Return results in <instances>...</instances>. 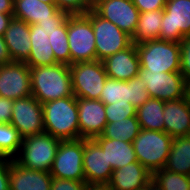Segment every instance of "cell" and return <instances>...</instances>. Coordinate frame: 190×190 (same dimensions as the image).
<instances>
[{"label": "cell", "instance_id": "obj_9", "mask_svg": "<svg viewBox=\"0 0 190 190\" xmlns=\"http://www.w3.org/2000/svg\"><path fill=\"white\" fill-rule=\"evenodd\" d=\"M91 23L95 37L97 60L103 61L132 44L130 35L114 23L99 16L93 9H91Z\"/></svg>", "mask_w": 190, "mask_h": 190}, {"label": "cell", "instance_id": "obj_2", "mask_svg": "<svg viewBox=\"0 0 190 190\" xmlns=\"http://www.w3.org/2000/svg\"><path fill=\"white\" fill-rule=\"evenodd\" d=\"M44 132L60 140L80 139L77 98L68 96L42 104Z\"/></svg>", "mask_w": 190, "mask_h": 190}, {"label": "cell", "instance_id": "obj_22", "mask_svg": "<svg viewBox=\"0 0 190 190\" xmlns=\"http://www.w3.org/2000/svg\"><path fill=\"white\" fill-rule=\"evenodd\" d=\"M48 36L43 27L37 24L30 25L31 50L25 61L30 68L57 64Z\"/></svg>", "mask_w": 190, "mask_h": 190}, {"label": "cell", "instance_id": "obj_16", "mask_svg": "<svg viewBox=\"0 0 190 190\" xmlns=\"http://www.w3.org/2000/svg\"><path fill=\"white\" fill-rule=\"evenodd\" d=\"M80 138L93 139L107 124L105 104L96 99L77 98Z\"/></svg>", "mask_w": 190, "mask_h": 190}, {"label": "cell", "instance_id": "obj_46", "mask_svg": "<svg viewBox=\"0 0 190 190\" xmlns=\"http://www.w3.org/2000/svg\"><path fill=\"white\" fill-rule=\"evenodd\" d=\"M143 190H163L157 183L151 179L143 188Z\"/></svg>", "mask_w": 190, "mask_h": 190}, {"label": "cell", "instance_id": "obj_10", "mask_svg": "<svg viewBox=\"0 0 190 190\" xmlns=\"http://www.w3.org/2000/svg\"><path fill=\"white\" fill-rule=\"evenodd\" d=\"M186 36H190V0H167L159 39L180 43Z\"/></svg>", "mask_w": 190, "mask_h": 190}, {"label": "cell", "instance_id": "obj_31", "mask_svg": "<svg viewBox=\"0 0 190 190\" xmlns=\"http://www.w3.org/2000/svg\"><path fill=\"white\" fill-rule=\"evenodd\" d=\"M99 100L104 104L130 103L129 80L120 81L108 77Z\"/></svg>", "mask_w": 190, "mask_h": 190}, {"label": "cell", "instance_id": "obj_14", "mask_svg": "<svg viewBox=\"0 0 190 190\" xmlns=\"http://www.w3.org/2000/svg\"><path fill=\"white\" fill-rule=\"evenodd\" d=\"M93 10L131 37L134 35L140 11L132 0H98Z\"/></svg>", "mask_w": 190, "mask_h": 190}, {"label": "cell", "instance_id": "obj_8", "mask_svg": "<svg viewBox=\"0 0 190 190\" xmlns=\"http://www.w3.org/2000/svg\"><path fill=\"white\" fill-rule=\"evenodd\" d=\"M84 138L61 140L50 174L54 178L85 181L83 171Z\"/></svg>", "mask_w": 190, "mask_h": 190}, {"label": "cell", "instance_id": "obj_39", "mask_svg": "<svg viewBox=\"0 0 190 190\" xmlns=\"http://www.w3.org/2000/svg\"><path fill=\"white\" fill-rule=\"evenodd\" d=\"M136 8L143 12L164 9L167 0H132Z\"/></svg>", "mask_w": 190, "mask_h": 190}, {"label": "cell", "instance_id": "obj_36", "mask_svg": "<svg viewBox=\"0 0 190 190\" xmlns=\"http://www.w3.org/2000/svg\"><path fill=\"white\" fill-rule=\"evenodd\" d=\"M180 73L185 80L190 78V36L180 42Z\"/></svg>", "mask_w": 190, "mask_h": 190}, {"label": "cell", "instance_id": "obj_34", "mask_svg": "<svg viewBox=\"0 0 190 190\" xmlns=\"http://www.w3.org/2000/svg\"><path fill=\"white\" fill-rule=\"evenodd\" d=\"M130 87V103L137 109L143 105L149 98L146 90V82L139 76L133 77L129 80Z\"/></svg>", "mask_w": 190, "mask_h": 190}, {"label": "cell", "instance_id": "obj_33", "mask_svg": "<svg viewBox=\"0 0 190 190\" xmlns=\"http://www.w3.org/2000/svg\"><path fill=\"white\" fill-rule=\"evenodd\" d=\"M107 123L123 120L136 116V108L131 103L105 104Z\"/></svg>", "mask_w": 190, "mask_h": 190}, {"label": "cell", "instance_id": "obj_20", "mask_svg": "<svg viewBox=\"0 0 190 190\" xmlns=\"http://www.w3.org/2000/svg\"><path fill=\"white\" fill-rule=\"evenodd\" d=\"M163 120L164 132L172 138L190 135V104L185 97L165 101Z\"/></svg>", "mask_w": 190, "mask_h": 190}, {"label": "cell", "instance_id": "obj_24", "mask_svg": "<svg viewBox=\"0 0 190 190\" xmlns=\"http://www.w3.org/2000/svg\"><path fill=\"white\" fill-rule=\"evenodd\" d=\"M58 11L56 4H47L39 0H14V18L23 20L29 25L38 21L52 20Z\"/></svg>", "mask_w": 190, "mask_h": 190}, {"label": "cell", "instance_id": "obj_41", "mask_svg": "<svg viewBox=\"0 0 190 190\" xmlns=\"http://www.w3.org/2000/svg\"><path fill=\"white\" fill-rule=\"evenodd\" d=\"M11 159L0 158V190H10L9 187V164Z\"/></svg>", "mask_w": 190, "mask_h": 190}, {"label": "cell", "instance_id": "obj_19", "mask_svg": "<svg viewBox=\"0 0 190 190\" xmlns=\"http://www.w3.org/2000/svg\"><path fill=\"white\" fill-rule=\"evenodd\" d=\"M3 38L12 61L25 62L28 59L31 50L29 24L13 17Z\"/></svg>", "mask_w": 190, "mask_h": 190}, {"label": "cell", "instance_id": "obj_28", "mask_svg": "<svg viewBox=\"0 0 190 190\" xmlns=\"http://www.w3.org/2000/svg\"><path fill=\"white\" fill-rule=\"evenodd\" d=\"M140 130L141 127L137 117L132 116L120 121L107 123L104 132L101 135L104 138L132 143Z\"/></svg>", "mask_w": 190, "mask_h": 190}, {"label": "cell", "instance_id": "obj_17", "mask_svg": "<svg viewBox=\"0 0 190 190\" xmlns=\"http://www.w3.org/2000/svg\"><path fill=\"white\" fill-rule=\"evenodd\" d=\"M109 78L128 81L138 76L140 60L135 44L121 50L102 61Z\"/></svg>", "mask_w": 190, "mask_h": 190}, {"label": "cell", "instance_id": "obj_15", "mask_svg": "<svg viewBox=\"0 0 190 190\" xmlns=\"http://www.w3.org/2000/svg\"><path fill=\"white\" fill-rule=\"evenodd\" d=\"M83 171L87 184H109L113 169L94 139L84 138Z\"/></svg>", "mask_w": 190, "mask_h": 190}, {"label": "cell", "instance_id": "obj_21", "mask_svg": "<svg viewBox=\"0 0 190 190\" xmlns=\"http://www.w3.org/2000/svg\"><path fill=\"white\" fill-rule=\"evenodd\" d=\"M151 179L152 173L137 161L113 170L109 186L112 190H143Z\"/></svg>", "mask_w": 190, "mask_h": 190}, {"label": "cell", "instance_id": "obj_27", "mask_svg": "<svg viewBox=\"0 0 190 190\" xmlns=\"http://www.w3.org/2000/svg\"><path fill=\"white\" fill-rule=\"evenodd\" d=\"M162 18L163 9L140 13L135 33L132 36V43L137 45L159 39Z\"/></svg>", "mask_w": 190, "mask_h": 190}, {"label": "cell", "instance_id": "obj_32", "mask_svg": "<svg viewBox=\"0 0 190 190\" xmlns=\"http://www.w3.org/2000/svg\"><path fill=\"white\" fill-rule=\"evenodd\" d=\"M152 179L163 190H190V176L171 172L165 168L155 171Z\"/></svg>", "mask_w": 190, "mask_h": 190}, {"label": "cell", "instance_id": "obj_6", "mask_svg": "<svg viewBox=\"0 0 190 190\" xmlns=\"http://www.w3.org/2000/svg\"><path fill=\"white\" fill-rule=\"evenodd\" d=\"M67 36L71 64L97 60L91 10L67 17Z\"/></svg>", "mask_w": 190, "mask_h": 190}, {"label": "cell", "instance_id": "obj_38", "mask_svg": "<svg viewBox=\"0 0 190 190\" xmlns=\"http://www.w3.org/2000/svg\"><path fill=\"white\" fill-rule=\"evenodd\" d=\"M69 16V14L63 10H59L53 17L52 20L38 21L36 24L43 27V30L49 33L59 27Z\"/></svg>", "mask_w": 190, "mask_h": 190}, {"label": "cell", "instance_id": "obj_47", "mask_svg": "<svg viewBox=\"0 0 190 190\" xmlns=\"http://www.w3.org/2000/svg\"><path fill=\"white\" fill-rule=\"evenodd\" d=\"M185 99L190 104V78L185 81Z\"/></svg>", "mask_w": 190, "mask_h": 190}, {"label": "cell", "instance_id": "obj_1", "mask_svg": "<svg viewBox=\"0 0 190 190\" xmlns=\"http://www.w3.org/2000/svg\"><path fill=\"white\" fill-rule=\"evenodd\" d=\"M30 79L32 96L41 104L74 95L69 65L31 67Z\"/></svg>", "mask_w": 190, "mask_h": 190}, {"label": "cell", "instance_id": "obj_26", "mask_svg": "<svg viewBox=\"0 0 190 190\" xmlns=\"http://www.w3.org/2000/svg\"><path fill=\"white\" fill-rule=\"evenodd\" d=\"M165 101L149 98L136 109V117L141 129L164 131L163 110Z\"/></svg>", "mask_w": 190, "mask_h": 190}, {"label": "cell", "instance_id": "obj_35", "mask_svg": "<svg viewBox=\"0 0 190 190\" xmlns=\"http://www.w3.org/2000/svg\"><path fill=\"white\" fill-rule=\"evenodd\" d=\"M59 10L67 12L69 15L86 14L93 9V0H56Z\"/></svg>", "mask_w": 190, "mask_h": 190}, {"label": "cell", "instance_id": "obj_11", "mask_svg": "<svg viewBox=\"0 0 190 190\" xmlns=\"http://www.w3.org/2000/svg\"><path fill=\"white\" fill-rule=\"evenodd\" d=\"M138 76L146 82L150 98L173 101L185 97V78L180 72H155L139 69Z\"/></svg>", "mask_w": 190, "mask_h": 190}, {"label": "cell", "instance_id": "obj_43", "mask_svg": "<svg viewBox=\"0 0 190 190\" xmlns=\"http://www.w3.org/2000/svg\"><path fill=\"white\" fill-rule=\"evenodd\" d=\"M13 17L14 16L11 14L0 13V36L4 35V32L9 26Z\"/></svg>", "mask_w": 190, "mask_h": 190}, {"label": "cell", "instance_id": "obj_12", "mask_svg": "<svg viewBox=\"0 0 190 190\" xmlns=\"http://www.w3.org/2000/svg\"><path fill=\"white\" fill-rule=\"evenodd\" d=\"M10 124L22 139L44 132L42 104L32 95L15 99Z\"/></svg>", "mask_w": 190, "mask_h": 190}, {"label": "cell", "instance_id": "obj_29", "mask_svg": "<svg viewBox=\"0 0 190 190\" xmlns=\"http://www.w3.org/2000/svg\"><path fill=\"white\" fill-rule=\"evenodd\" d=\"M22 138L10 123H0V158L14 159L20 150Z\"/></svg>", "mask_w": 190, "mask_h": 190}, {"label": "cell", "instance_id": "obj_44", "mask_svg": "<svg viewBox=\"0 0 190 190\" xmlns=\"http://www.w3.org/2000/svg\"><path fill=\"white\" fill-rule=\"evenodd\" d=\"M14 0H0V13L13 15Z\"/></svg>", "mask_w": 190, "mask_h": 190}, {"label": "cell", "instance_id": "obj_37", "mask_svg": "<svg viewBox=\"0 0 190 190\" xmlns=\"http://www.w3.org/2000/svg\"><path fill=\"white\" fill-rule=\"evenodd\" d=\"M87 183L85 181H76L71 179H52L51 190H85Z\"/></svg>", "mask_w": 190, "mask_h": 190}, {"label": "cell", "instance_id": "obj_25", "mask_svg": "<svg viewBox=\"0 0 190 190\" xmlns=\"http://www.w3.org/2000/svg\"><path fill=\"white\" fill-rule=\"evenodd\" d=\"M164 168L190 176V135L173 138Z\"/></svg>", "mask_w": 190, "mask_h": 190}, {"label": "cell", "instance_id": "obj_3", "mask_svg": "<svg viewBox=\"0 0 190 190\" xmlns=\"http://www.w3.org/2000/svg\"><path fill=\"white\" fill-rule=\"evenodd\" d=\"M60 141L47 132L26 137L14 160L25 168L50 172Z\"/></svg>", "mask_w": 190, "mask_h": 190}, {"label": "cell", "instance_id": "obj_7", "mask_svg": "<svg viewBox=\"0 0 190 190\" xmlns=\"http://www.w3.org/2000/svg\"><path fill=\"white\" fill-rule=\"evenodd\" d=\"M69 68L74 96L99 100L108 78L102 61L78 62Z\"/></svg>", "mask_w": 190, "mask_h": 190}, {"label": "cell", "instance_id": "obj_4", "mask_svg": "<svg viewBox=\"0 0 190 190\" xmlns=\"http://www.w3.org/2000/svg\"><path fill=\"white\" fill-rule=\"evenodd\" d=\"M172 140L164 131L141 129L132 142L138 162L152 174L163 169Z\"/></svg>", "mask_w": 190, "mask_h": 190}, {"label": "cell", "instance_id": "obj_23", "mask_svg": "<svg viewBox=\"0 0 190 190\" xmlns=\"http://www.w3.org/2000/svg\"><path fill=\"white\" fill-rule=\"evenodd\" d=\"M106 154L108 164L113 170L120 169L127 164L137 162V157L131 142L104 138L98 135L93 138Z\"/></svg>", "mask_w": 190, "mask_h": 190}, {"label": "cell", "instance_id": "obj_48", "mask_svg": "<svg viewBox=\"0 0 190 190\" xmlns=\"http://www.w3.org/2000/svg\"><path fill=\"white\" fill-rule=\"evenodd\" d=\"M39 1L47 3V4H56V0H39Z\"/></svg>", "mask_w": 190, "mask_h": 190}, {"label": "cell", "instance_id": "obj_5", "mask_svg": "<svg viewBox=\"0 0 190 190\" xmlns=\"http://www.w3.org/2000/svg\"><path fill=\"white\" fill-rule=\"evenodd\" d=\"M140 68L155 72H180V43L154 39L136 45Z\"/></svg>", "mask_w": 190, "mask_h": 190}, {"label": "cell", "instance_id": "obj_45", "mask_svg": "<svg viewBox=\"0 0 190 190\" xmlns=\"http://www.w3.org/2000/svg\"><path fill=\"white\" fill-rule=\"evenodd\" d=\"M85 190H112L109 184H87Z\"/></svg>", "mask_w": 190, "mask_h": 190}, {"label": "cell", "instance_id": "obj_40", "mask_svg": "<svg viewBox=\"0 0 190 190\" xmlns=\"http://www.w3.org/2000/svg\"><path fill=\"white\" fill-rule=\"evenodd\" d=\"M13 100L0 97V123L6 124L11 122Z\"/></svg>", "mask_w": 190, "mask_h": 190}, {"label": "cell", "instance_id": "obj_18", "mask_svg": "<svg viewBox=\"0 0 190 190\" xmlns=\"http://www.w3.org/2000/svg\"><path fill=\"white\" fill-rule=\"evenodd\" d=\"M52 179L50 172L25 168L11 159L9 164L10 190H51Z\"/></svg>", "mask_w": 190, "mask_h": 190}, {"label": "cell", "instance_id": "obj_30", "mask_svg": "<svg viewBox=\"0 0 190 190\" xmlns=\"http://www.w3.org/2000/svg\"><path fill=\"white\" fill-rule=\"evenodd\" d=\"M49 42L57 63L71 65V56L67 36V19L54 31L49 33Z\"/></svg>", "mask_w": 190, "mask_h": 190}, {"label": "cell", "instance_id": "obj_42", "mask_svg": "<svg viewBox=\"0 0 190 190\" xmlns=\"http://www.w3.org/2000/svg\"><path fill=\"white\" fill-rule=\"evenodd\" d=\"M12 62L3 36H0V65Z\"/></svg>", "mask_w": 190, "mask_h": 190}, {"label": "cell", "instance_id": "obj_13", "mask_svg": "<svg viewBox=\"0 0 190 190\" xmlns=\"http://www.w3.org/2000/svg\"><path fill=\"white\" fill-rule=\"evenodd\" d=\"M31 95L30 67L25 62L0 65V97L14 101Z\"/></svg>", "mask_w": 190, "mask_h": 190}]
</instances>
